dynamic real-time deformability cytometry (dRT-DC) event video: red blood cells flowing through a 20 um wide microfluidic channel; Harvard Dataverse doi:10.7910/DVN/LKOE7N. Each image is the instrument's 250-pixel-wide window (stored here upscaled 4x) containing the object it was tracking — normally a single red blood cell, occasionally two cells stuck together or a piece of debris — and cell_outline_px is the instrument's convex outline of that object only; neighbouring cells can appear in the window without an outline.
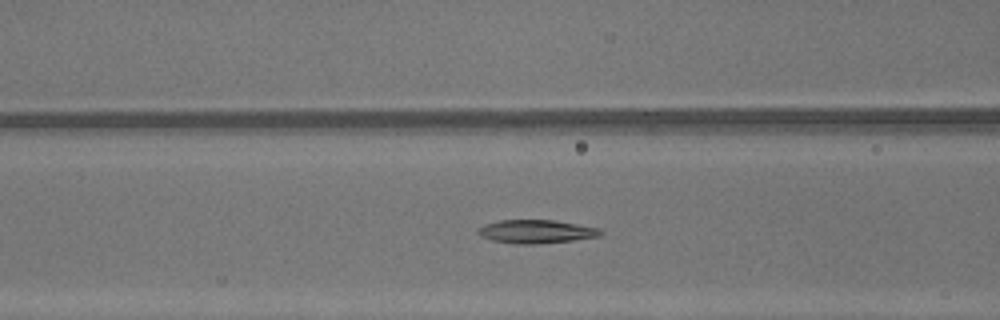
{"species": "common noctule bat (a hibernating species)", "species_latin": "Nyctalus noctula", "temperature_condition": "warm", "stored_images_in_passage": 48, "camera_frame_rate_fps": 3000, "um_per_image_px": 0.085, "animal": {"sex": "male", "body_mass_g": 13.3}, "frame": {"image": 1, "passage_image": 20, "time_ms": 6.333, "image_size_px": [1000, 320], "cell_outline_px": [[604, 232], [600, 236], [572, 240], [536, 244], [516, 244], [492, 240], [480, 236], [476, 232], [476, 228], [484, 224], [500, 220], [552, 220], [600, 228]], "centroid_in_image_um": [45.53, 19.68], "position_along_channel_um": 121.1, "area_um2": 16.76}}
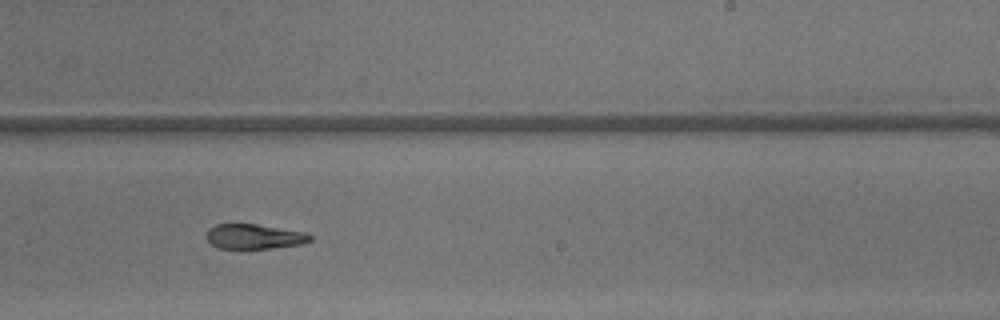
{"frame": {"image": 2, "passage_image": 30, "time_ms": 9.667, "image_size_px": [1000, 320], "cell_outline_px": [[312, 240], [300, 244], [272, 248], [216, 248], [204, 236], [208, 228], [216, 224], [256, 224], [308, 232], [312, 236]], "centroid_in_image_um": [21.6, 20.09], "position_along_channel_um": 267.4, "area_um2": 15.14}}
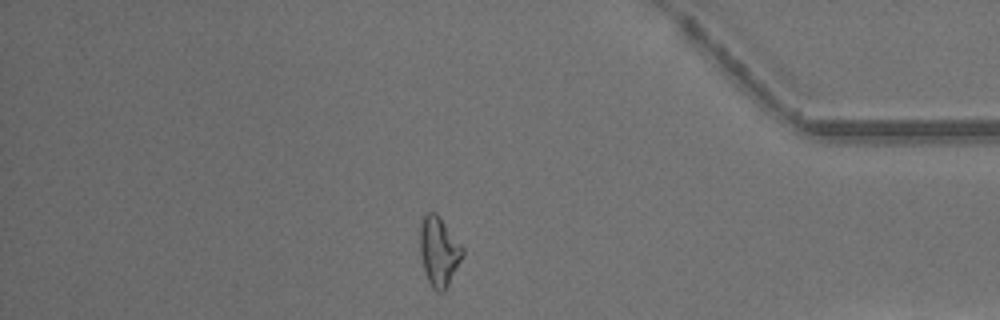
{"frame": {"image": 3, "passage_image": 41, "time_ms": 13.333, "image_size_px": [1000, 320], "cell_outline_px": [[464, 256], [444, 292], [436, 292], [432, 288], [424, 272], [420, 256], [420, 224], [424, 216], [428, 212], [436, 212], [440, 216], [464, 248]], "centroid_in_image_um": [37.31, 21.37], "position_along_channel_um": 397.9, "area_um2": 17.46}, "authors_computed_cell_mechanics": {"area_um2": 17.3111, "velocity_mm_per_s": 4.391, "shape_relaxation_time_tau1_ms": 3.8743, "shape_relaxation_time_tau2_ms": 3.9457, "deformation_change_tau1": 0.1836, "deformation_change_tau2": 0.1473}}